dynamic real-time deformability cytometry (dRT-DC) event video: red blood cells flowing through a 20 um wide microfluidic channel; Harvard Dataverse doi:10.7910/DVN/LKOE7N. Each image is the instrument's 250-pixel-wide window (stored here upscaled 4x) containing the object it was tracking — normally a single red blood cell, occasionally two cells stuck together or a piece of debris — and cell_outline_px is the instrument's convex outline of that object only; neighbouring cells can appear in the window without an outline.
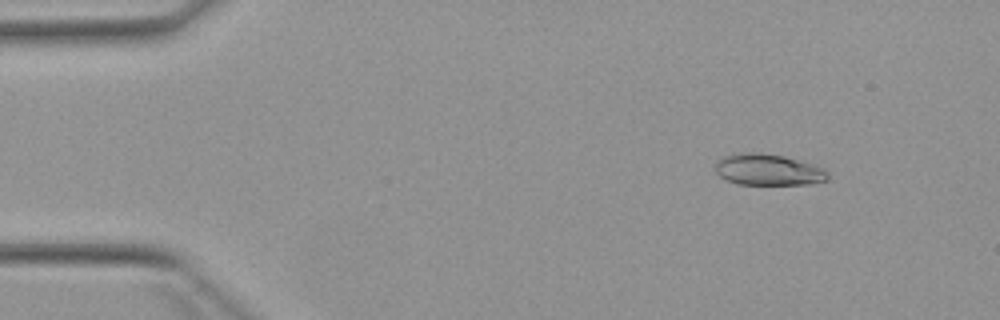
{"species": "Egyptian fruit bat (a non-hibernating species)", "species_latin": "Rousettus aegyptiacus", "temperature_condition": "warm", "stored_images_in_passage": 4, "camera_frame_rate_fps": 3000, "um_per_image_px": 0.085, "animal": {"sex": "female"}, "frame": {"image": 1, "passage_image": 2, "time_ms": 1.333, "image_size_px": [1000, 320], "cell_outline_px": [[828, 180], [812, 184], [736, 184], [720, 176], [716, 172], [716, 160], [720, 156], [744, 152], [760, 152], [784, 156], [812, 164], [824, 168], [828, 172]], "centroid_in_image_um": [65.29, 14.42], "position_along_channel_um": 19.7, "area_um2": 20.69}}